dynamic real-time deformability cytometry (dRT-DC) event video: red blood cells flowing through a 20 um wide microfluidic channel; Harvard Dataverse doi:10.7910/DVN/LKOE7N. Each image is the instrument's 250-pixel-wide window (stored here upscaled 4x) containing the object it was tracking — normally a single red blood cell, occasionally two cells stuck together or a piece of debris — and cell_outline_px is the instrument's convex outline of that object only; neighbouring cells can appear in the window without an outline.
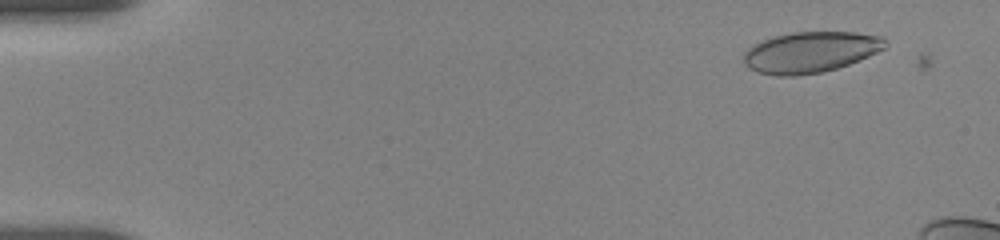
{"species": "human", "species_latin": "Homo sapiens", "temperature_condition": "room temperature", "stored_images_in_passage": 18, "camera_frame_rate_fps": 3000, "um_per_image_px": 0.085, "donor": {"sex": "female"}, "frame": {"image": 1, "passage_image": 4, "time_ms": 1.333, "image_size_px": [1000, 240], "cell_outline_px": [[888, 44], [884, 48], [868, 56], [848, 64], [836, 68], [820, 72], [796, 76], [776, 76], [756, 72], [748, 68], [744, 64], [744, 52], [748, 48], [764, 40], [776, 36], [792, 32], [852, 32], [884, 36]], "centroid_in_image_um": [68.88, 4.44], "position_along_channel_um": 16.1, "area_um2": 33.64}}
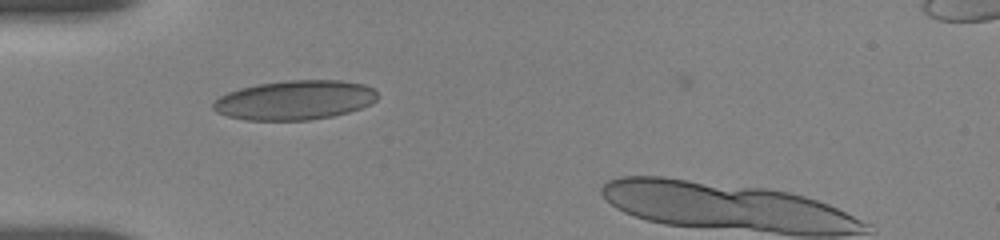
{"frame": {"image": 2, "passage_image": 14, "time_ms": 5.667, "image_size_px": [1000, 240], "cell_outline_px": [[380, 96], [372, 104], [348, 112], [332, 116], [308, 120], [244, 120], [228, 116], [216, 112], [212, 108], [212, 104], [220, 96], [228, 92], [240, 88], [256, 84], [288, 80], [340, 80], [364, 84], [372, 88]], "centroid_in_image_um": [25.07, 8.5], "position_along_channel_um": 59.9, "area_um2": 37.86}}
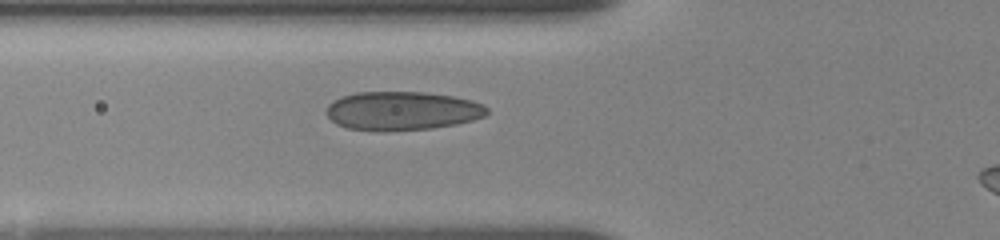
{"frame": {"image": 3, "passage_image": 18, "time_ms": 6.667, "image_size_px": [1000, 240], "cell_outline_px": [[488, 112], [484, 116], [472, 120], [456, 124], [432, 128], [380, 132], [348, 128], [336, 124], [324, 112], [328, 104], [332, 100], [340, 96], [356, 92], [424, 92], [452, 96], [472, 100], [484, 104], [488, 108]], "centroid_in_image_um": [34.14, 9.42], "position_along_channel_um": 91.7, "area_um2": 36.65}}